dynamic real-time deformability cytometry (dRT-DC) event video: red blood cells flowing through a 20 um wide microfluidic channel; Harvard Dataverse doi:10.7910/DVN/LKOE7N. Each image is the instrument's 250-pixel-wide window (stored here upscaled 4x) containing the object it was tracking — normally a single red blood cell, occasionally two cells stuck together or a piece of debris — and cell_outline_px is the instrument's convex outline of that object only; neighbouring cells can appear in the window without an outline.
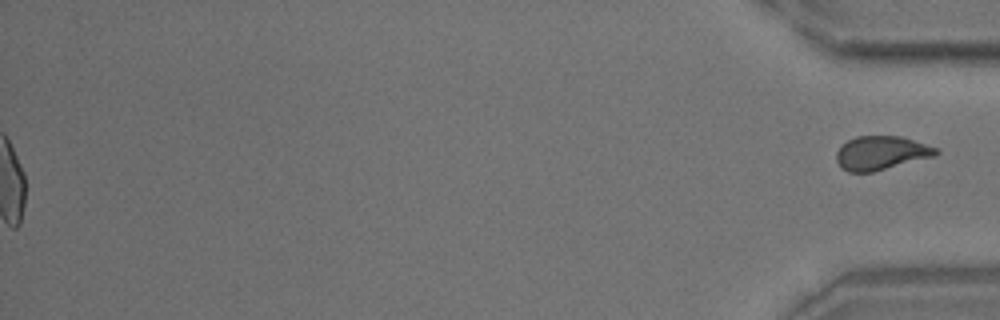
{"species": "common noctule bat (a hibernating species)", "species_latin": "Nyctalus noctula", "temperature_condition": "room temperature", "stored_images_in_passage": 55, "segment_of_instrument_passage": [2, 2], "camera_frame_rate_fps": 3000, "um_per_image_px": 0.085, "animal": {"sex": "male", "body_mass_g": 18.8}, "frame": {"image": 1, "passage_image": 55, "time_ms": 18.0, "image_size_px": [1000, 320], "cell_outline_px": [[940, 152], [936, 156], [872, 172], [848, 172], [840, 168], [836, 160], [836, 152], [848, 140], [856, 136], [900, 136], [936, 148]], "centroid_in_image_um": [74.88, 13.01], "position_along_channel_um": 360.3, "area_um2": 19.54}}